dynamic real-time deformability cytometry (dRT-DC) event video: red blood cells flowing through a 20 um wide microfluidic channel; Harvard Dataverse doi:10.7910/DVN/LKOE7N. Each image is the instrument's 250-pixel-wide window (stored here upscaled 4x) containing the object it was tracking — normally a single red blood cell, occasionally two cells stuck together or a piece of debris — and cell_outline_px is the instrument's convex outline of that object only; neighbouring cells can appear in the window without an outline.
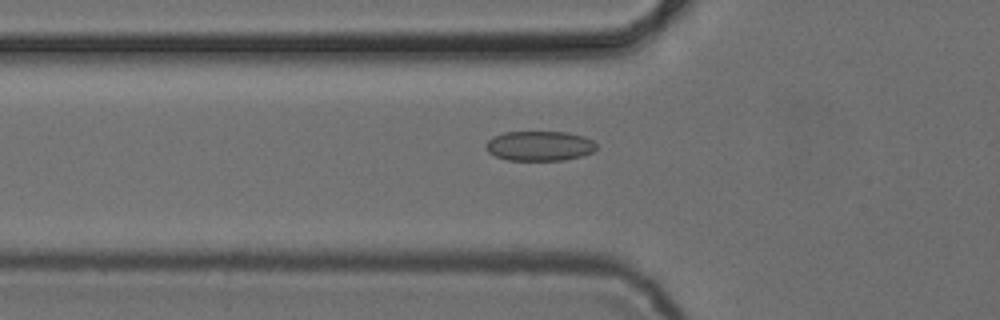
{"species": "common noctule bat (a hibernating species)", "species_latin": "Nyctalus noctula", "temperature_condition": "cold", "stored_images_in_passage": 37, "camera_frame_rate_fps": 3000, "um_per_image_px": 0.085, "animal": {"sex": "female", "body_mass_g": 24.6, "forearm_length_mm": 56.2}, "frame": {"image": 1, "passage_image": 2, "time_ms": 0.333, "image_size_px": [1000, 320], "cell_outline_px": [[596, 148], [592, 152], [580, 156], [564, 160], [508, 160], [496, 156], [488, 152], [484, 144], [492, 136], [504, 132], [568, 132], [584, 136], [592, 140], [596, 144]], "centroid_in_image_um": [45.83, 12.39], "position_along_channel_um": 80.0, "area_um2": 19.25}}
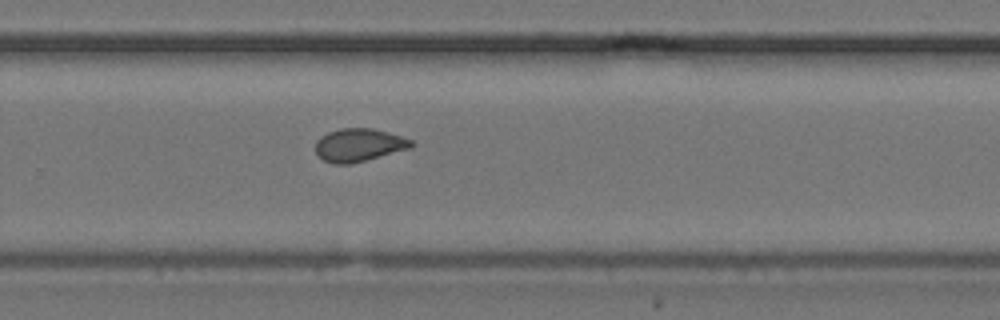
{"frame": {"image": 2, "passage_image": 19, "time_ms": 6.0, "image_size_px": [1000, 320], "cell_outline_px": [[416, 144], [412, 148], [352, 164], [332, 164], [324, 160], [316, 152], [316, 140], [320, 136], [328, 132], [340, 128], [372, 128], [388, 132], [412, 140]], "centroid_in_image_um": [30.53, 12.33], "position_along_channel_um": 299.3, "area_um2": 18.61}}
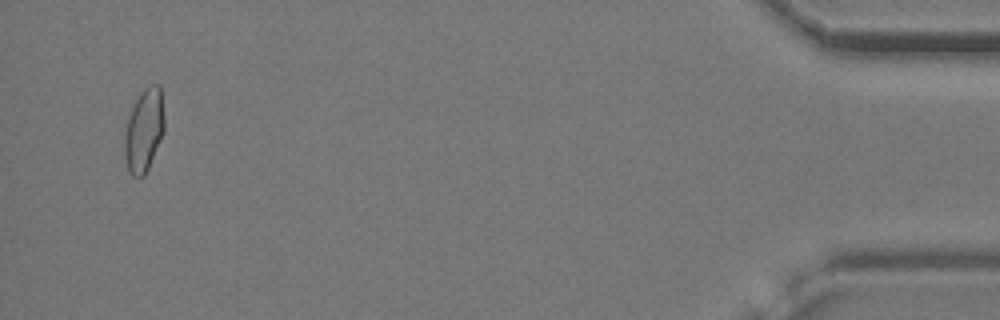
{"frame": {"image": 3, "passage_image": 35, "time_ms": 11.333, "image_size_px": [1000, 320], "cell_outline_px": [[164, 132], [148, 168], [144, 176], [132, 176], [128, 172], [124, 156], [124, 136], [128, 116], [140, 92], [144, 88], [152, 84], [160, 84], [164, 116]], "centroid_in_image_um": [12.23, 11.07], "position_along_channel_um": 423.0, "area_um2": 19.36}, "authors_computed_cell_mechanics": {"area_um2": 18.4382, "velocity_mm_per_s": 3.8696, "shape_relaxation_time_tau1_ms": null, "shape_relaxation_time_tau2_ms": 1.311, "deformation_change_tau1": null, "deformation_change_tau2": 0.0621}}